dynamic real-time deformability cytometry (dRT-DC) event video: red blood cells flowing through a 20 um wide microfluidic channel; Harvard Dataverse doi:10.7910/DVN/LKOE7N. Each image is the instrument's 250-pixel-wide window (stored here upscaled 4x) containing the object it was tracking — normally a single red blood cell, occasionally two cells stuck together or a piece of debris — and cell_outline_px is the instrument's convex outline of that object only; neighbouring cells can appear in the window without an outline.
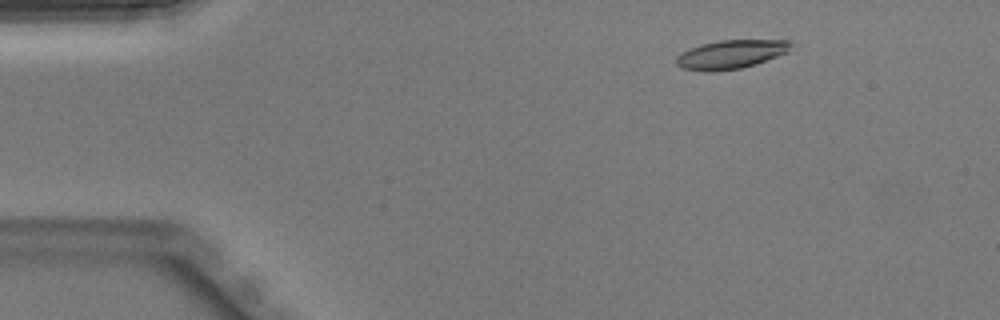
{"species": "Egyptian fruit bat (a non-hibernating species)", "species_latin": "Rousettus aegyptiacus", "temperature_condition": "warm", "stored_images_in_passage": 42, "camera_frame_rate_fps": 3000, "um_per_image_px": 0.085, "animal": {"sex": "male"}, "frame": {"image": 1, "passage_image": 4, "time_ms": 1.0, "image_size_px": [1000, 320], "cell_outline_px": [[796, 44], [788, 52], [756, 64], [740, 68], [712, 72], [704, 72], [684, 68], [676, 64], [676, 56], [700, 44], [720, 40], [788, 40]], "centroid_in_image_um": [62.18, 4.62], "position_along_channel_um": 22.8, "area_um2": 19.25}}
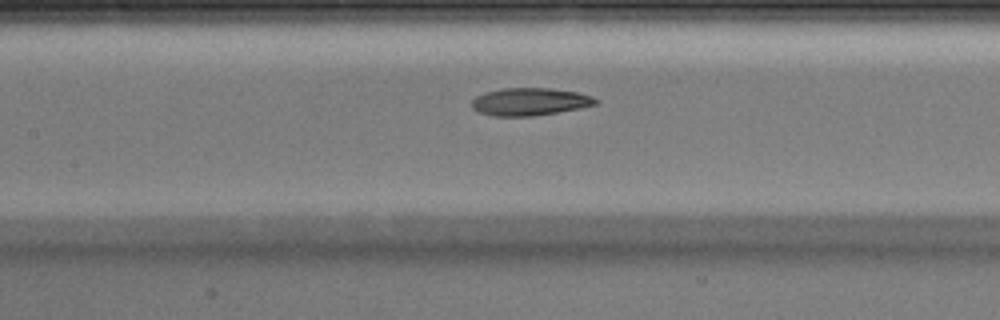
{"frame": {"image": 2, "passage_image": 18, "time_ms": 5.667, "image_size_px": [1000, 320], "cell_outline_px": [[596, 104], [580, 108], [532, 116], [492, 116], [480, 112], [472, 108], [472, 100], [476, 96], [484, 92], [500, 88], [552, 88], [576, 92], [592, 96], [596, 100]], "centroid_in_image_um": [44.99, 8.63], "position_along_channel_um": 162.4, "area_um2": 19.83}}
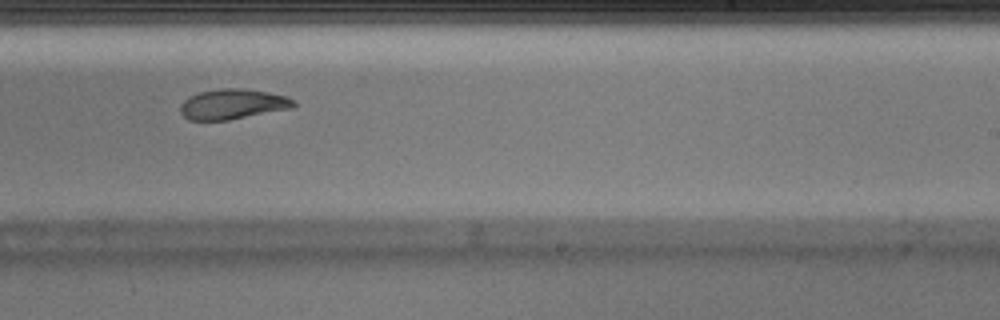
{"frame": {"image": 3, "passage_image": 25, "time_ms": 8.0, "image_size_px": [1000, 320], "cell_outline_px": [[296, 104], [292, 108], [228, 120], [188, 120], [180, 112], [180, 104], [184, 100], [200, 92], [220, 88], [240, 88], [268, 92], [288, 96]], "centroid_in_image_um": [19.77, 8.85], "position_along_channel_um": 269.2, "area_um2": 19.83}}